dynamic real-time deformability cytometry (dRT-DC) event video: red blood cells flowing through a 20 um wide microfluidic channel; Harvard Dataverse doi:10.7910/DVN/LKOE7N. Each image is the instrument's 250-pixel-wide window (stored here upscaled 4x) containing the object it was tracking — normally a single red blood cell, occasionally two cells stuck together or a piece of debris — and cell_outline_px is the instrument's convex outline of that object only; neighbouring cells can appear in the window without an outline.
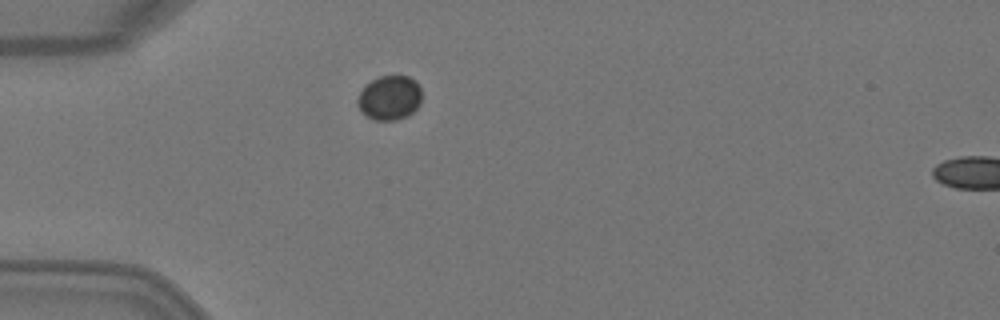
{"species": "Egyptian fruit bat (a non-hibernating species)", "species_latin": "Rousettus aegyptiacus", "temperature_condition": "warm", "stored_images_in_passage": 2, "camera_frame_rate_fps": 3000, "um_per_image_px": 0.085, "animal": {"sex": "female"}, "frame": {"image": 1, "passage_image": 1, "time_ms": 0.0, "image_size_px": [1000, 320], "cell_outline_px": [[420, 104], [408, 116], [396, 120], [376, 120], [360, 112], [356, 104], [356, 100], [364, 84], [380, 76], [408, 76], [416, 80], [420, 88]], "centroid_in_image_um": [33.08, 8.31], "position_along_channel_um": 51.9, "area_um2": 16.76}}